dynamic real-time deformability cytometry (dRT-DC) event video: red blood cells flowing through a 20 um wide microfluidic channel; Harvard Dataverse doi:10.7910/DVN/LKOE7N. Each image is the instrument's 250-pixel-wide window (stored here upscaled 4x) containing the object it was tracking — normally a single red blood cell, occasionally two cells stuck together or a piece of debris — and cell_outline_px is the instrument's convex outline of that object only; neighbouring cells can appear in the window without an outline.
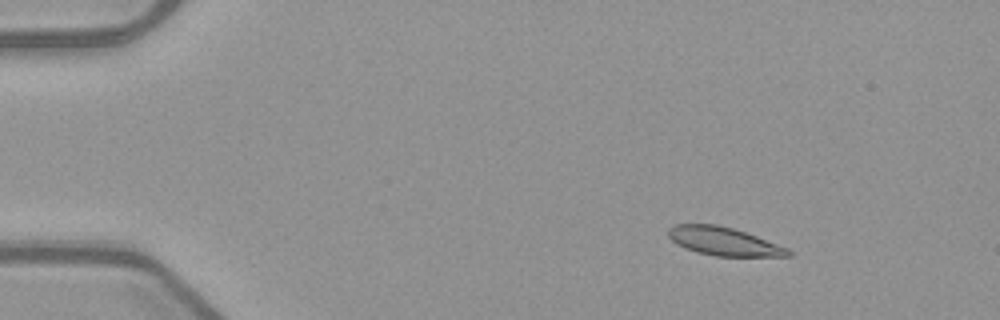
{"species": "common noctule bat (a hibernating species)", "species_latin": "Nyctalus noctula", "temperature_condition": "warm", "stored_images_in_passage": 53, "camera_frame_rate_fps": 3000, "um_per_image_px": 0.085, "animal": {"sex": "female", "body_mass_g": 21.9}, "frame": {"image": 1, "passage_image": 8, "time_ms": 2.333, "image_size_px": [1000, 320], "cell_outline_px": [[792, 256], [716, 256], [696, 252], [676, 244], [668, 236], [668, 228], [676, 224], [716, 224], [732, 228], [756, 236], [788, 248], [792, 252]], "centroid_in_image_um": [61.5, 20.51], "position_along_channel_um": 23.5, "area_um2": 19.65}}
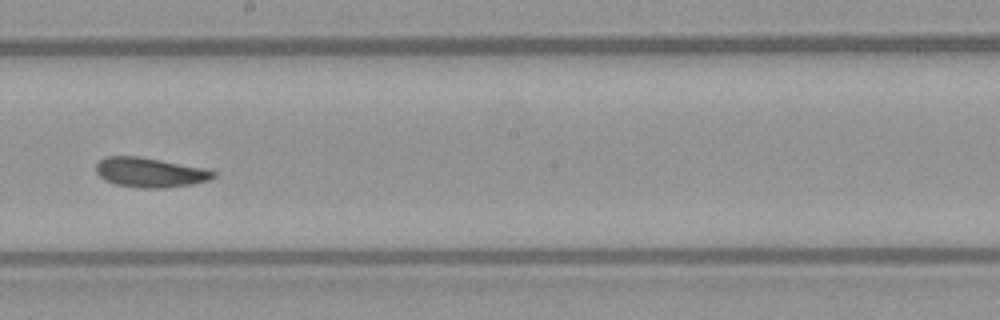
{"frame": {"image": 2, "passage_image": 31, "time_ms": 10.0, "image_size_px": [1000, 320], "cell_outline_px": [[216, 176], [208, 180], [192, 184], [164, 188], [144, 188], [116, 184], [104, 180], [96, 172], [96, 164], [104, 156], [140, 156], [204, 168], [216, 172]], "centroid_in_image_um": [12.73, 14.65], "position_along_channel_um": 235.5, "area_um2": 20.23}}
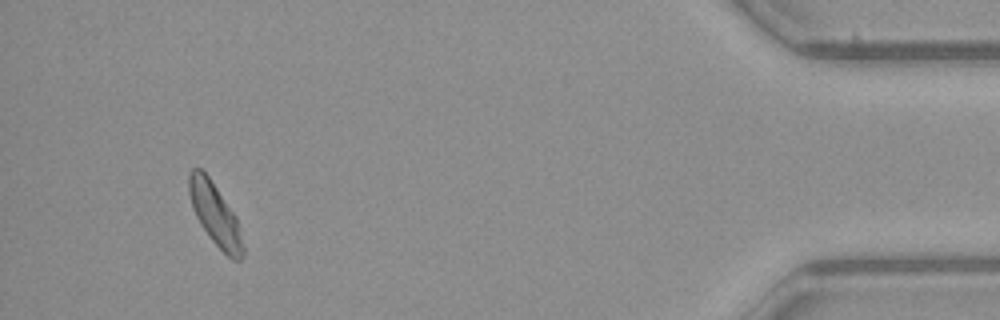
{"frame": {"image": 3, "passage_image": 50, "time_ms": 16.333, "image_size_px": [1000, 320], "cell_outline_px": [[244, 256], [240, 260], [232, 260], [208, 236], [200, 224], [192, 208], [188, 192], [188, 172], [192, 168], [200, 168], [208, 176], [236, 216], [240, 228], [244, 248]], "centroid_in_image_um": [18.27, 18.23], "position_along_channel_um": 416.9, "area_um2": 19.54}, "authors_computed_cell_mechanics": {"area_um2": 19.9988, "velocity_mm_per_s": 3.9556, "shape_relaxation_time_tau1_ms": null, "shape_relaxation_time_tau2_ms": 7.1338, "deformation_change_tau1": null, "deformation_change_tau2": 0.1391}}